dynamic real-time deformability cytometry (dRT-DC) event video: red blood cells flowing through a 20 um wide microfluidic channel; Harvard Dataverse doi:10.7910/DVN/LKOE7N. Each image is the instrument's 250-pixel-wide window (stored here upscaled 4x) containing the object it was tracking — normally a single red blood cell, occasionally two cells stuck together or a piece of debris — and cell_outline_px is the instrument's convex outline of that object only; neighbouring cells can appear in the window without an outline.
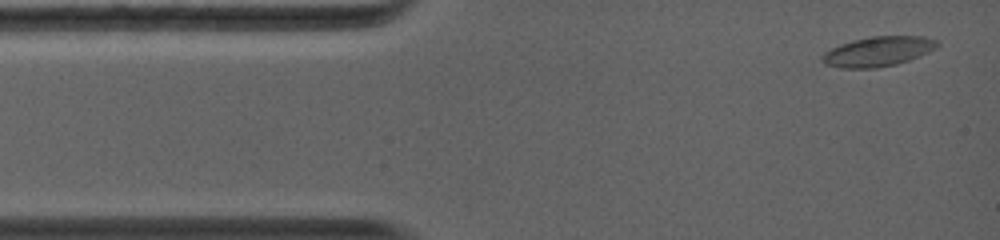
{"species": "common noctule bat (a hibernating species)", "species_latin": "Nyctalus noctula", "temperature_condition": "warm", "stored_images_in_passage": 60, "camera_frame_rate_fps": 5000, "um_per_image_px": 0.085, "animal": {"sex": "female", "body_mass_g": 19.0, "forearm_length_mm": 56.7}, "frame": {"image": 1, "passage_image": 2, "time_ms": 0.4, "image_size_px": [1000, 240], "cell_outline_px": [[940, 44], [936, 48], [928, 52], [908, 60], [896, 64], [876, 68], [840, 68], [824, 64], [820, 60], [820, 56], [824, 52], [840, 44], [852, 40], [872, 36], [924, 36], [936, 40]], "centroid_in_image_um": [74.59, 4.37], "position_along_channel_um": 10.4, "area_um2": 20.06}}
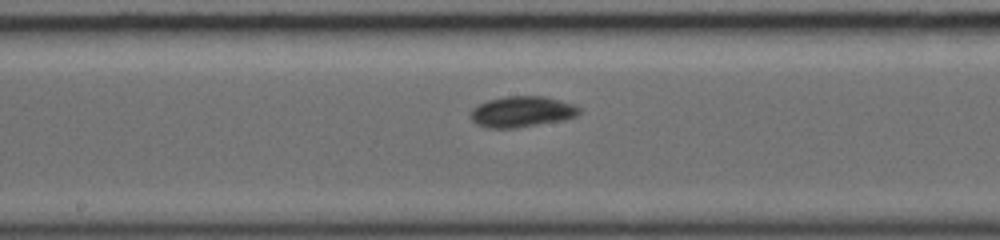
{"frame": {"image": 2, "passage_image": 28, "time_ms": 6.6, "image_size_px": [1000, 240], "cell_outline_px": [[580, 112], [576, 116], [564, 120], [516, 128], [488, 128], [476, 124], [472, 120], [472, 108], [488, 100], [508, 96], [544, 96], [560, 100], [572, 104], [580, 108]], "centroid_in_image_um": [44.37, 9.5], "position_along_channel_um": 203.8, "area_um2": 19.42}}
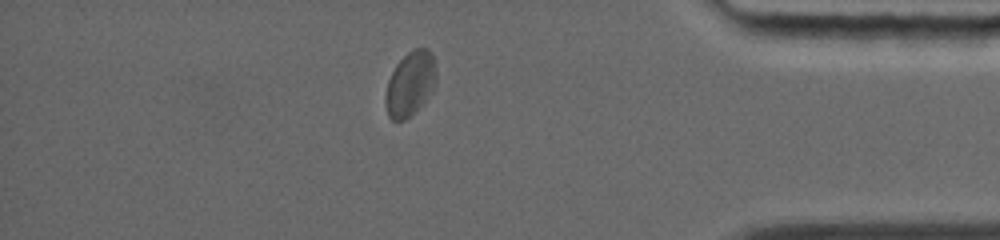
{"frame": {"image": 3, "passage_image": 52, "time_ms": 12.0, "image_size_px": [1000, 240], "cell_outline_px": [[436, 84], [432, 92], [404, 120], [392, 120], [388, 116], [384, 104], [384, 96], [388, 80], [396, 64], [408, 52], [416, 48], [428, 48], [432, 52], [436, 72]], "centroid_in_image_um": [34.85, 7.09], "position_along_channel_um": 400.3, "area_um2": 18.96}, "authors_computed_cell_mechanics": {"area_um2": 18.6694, "velocity_mm_per_s": 4.1573, "shape_relaxation_time_tau1_ms": 2.4739, "shape_relaxation_time_tau2_ms": 1.6149, "deformation_change_tau1": 0.0885, "deformation_change_tau2": 0.0393}}